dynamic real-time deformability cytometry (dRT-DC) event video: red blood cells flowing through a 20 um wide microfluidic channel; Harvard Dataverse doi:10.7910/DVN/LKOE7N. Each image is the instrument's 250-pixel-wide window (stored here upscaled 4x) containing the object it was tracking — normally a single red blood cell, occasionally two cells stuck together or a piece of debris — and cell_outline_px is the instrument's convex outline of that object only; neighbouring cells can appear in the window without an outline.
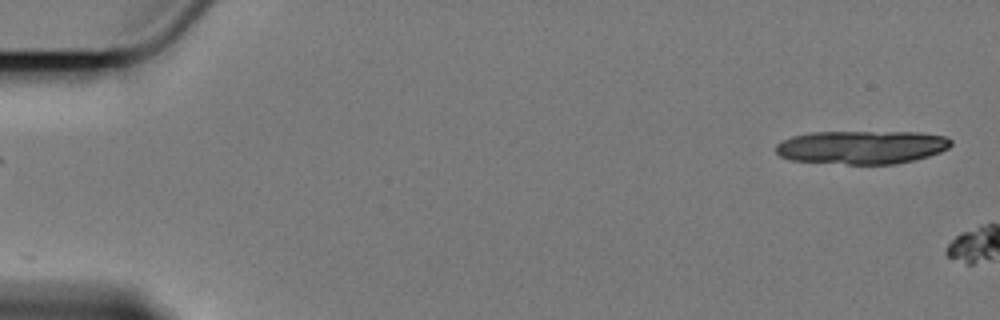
{"species": "Egyptian fruit bat (a non-hibernating species)", "species_latin": "Rousettus aegyptiacus", "temperature_condition": "cold", "stored_images_in_passage": 3, "segment_of_instrument_passage": [2, 2], "camera_frame_rate_fps": 3000, "um_per_image_px": 0.085, "animal": {"sex": "female"}, "frame": {"image": 1, "passage_image": 3, "time_ms": 2.667, "image_size_px": [1000, 320], "cell_outline_px": [[952, 144], [948, 148], [940, 152], [928, 156], [896, 164], [848, 164], [788, 160], [780, 156], [776, 152], [776, 144], [792, 136], [812, 132], [920, 132], [948, 136], [952, 140]], "centroid_in_image_um": [73.27, 12.51], "position_along_channel_um": 11.7, "area_um2": 34.28}}